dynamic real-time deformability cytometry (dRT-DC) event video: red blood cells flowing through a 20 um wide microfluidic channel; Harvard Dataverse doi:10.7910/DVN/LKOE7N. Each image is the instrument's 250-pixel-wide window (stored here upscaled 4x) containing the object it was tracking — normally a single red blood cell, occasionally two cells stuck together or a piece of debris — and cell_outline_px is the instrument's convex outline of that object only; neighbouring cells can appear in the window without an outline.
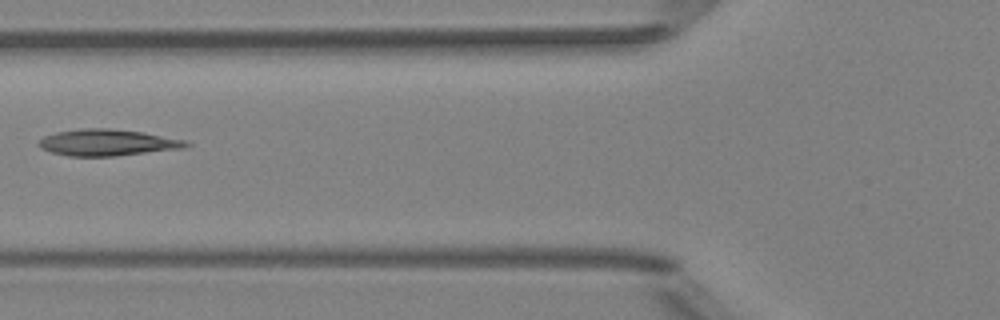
{"species": "Egyptian fruit bat (a non-hibernating species)", "species_latin": "Rousettus aegyptiacus", "temperature_condition": "room temperature", "stored_images_in_passage": 5, "camera_frame_rate_fps": 3000, "um_per_image_px": 0.085, "animal": {"sex": "female"}, "frame": {"image": 1, "passage_image": 5, "time_ms": 5.667, "image_size_px": [1000, 320], "cell_outline_px": [[192, 144], [184, 148], [116, 156], [68, 156], [52, 152], [40, 148], [36, 144], [44, 136], [56, 132], [80, 128], [108, 128], [140, 132], [188, 140]], "centroid_in_image_um": [9.13, 12.12], "position_along_channel_um": 116.7, "area_um2": 22.77}}